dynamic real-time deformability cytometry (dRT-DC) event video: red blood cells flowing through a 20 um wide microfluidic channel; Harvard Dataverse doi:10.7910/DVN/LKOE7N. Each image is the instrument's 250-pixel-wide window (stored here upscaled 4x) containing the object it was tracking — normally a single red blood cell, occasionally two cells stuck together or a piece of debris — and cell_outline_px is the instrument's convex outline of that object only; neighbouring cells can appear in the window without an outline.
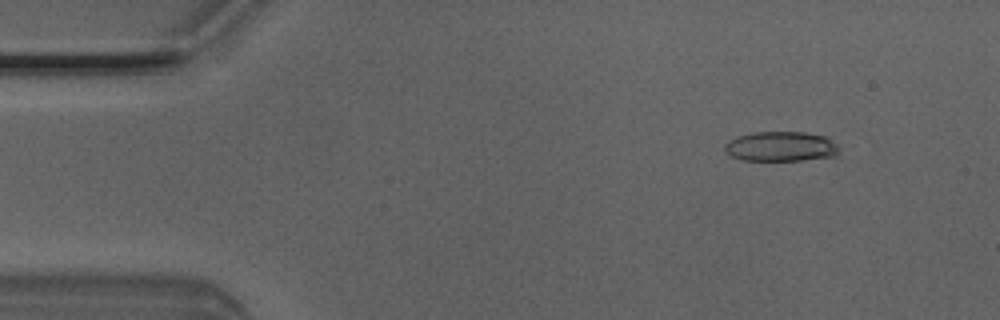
{"species": "Egyptian fruit bat (a non-hibernating species)", "species_latin": "Rousettus aegyptiacus", "temperature_condition": "room temperature", "stored_images_in_passage": 5, "camera_frame_rate_fps": 3000, "um_per_image_px": 0.085, "animal": {"sex": "male"}, "frame": {"image": 1, "passage_image": 2, "time_ms": 0.333, "image_size_px": [1000, 320], "cell_outline_px": [[840, 152], [836, 156], [800, 160], [744, 160], [732, 156], [724, 152], [724, 144], [728, 140], [736, 136], [752, 132], [804, 132], [824, 136], [836, 144], [840, 148]], "centroid_in_image_um": [66.35, 12.44], "position_along_channel_um": 18.7, "area_um2": 20.0}}